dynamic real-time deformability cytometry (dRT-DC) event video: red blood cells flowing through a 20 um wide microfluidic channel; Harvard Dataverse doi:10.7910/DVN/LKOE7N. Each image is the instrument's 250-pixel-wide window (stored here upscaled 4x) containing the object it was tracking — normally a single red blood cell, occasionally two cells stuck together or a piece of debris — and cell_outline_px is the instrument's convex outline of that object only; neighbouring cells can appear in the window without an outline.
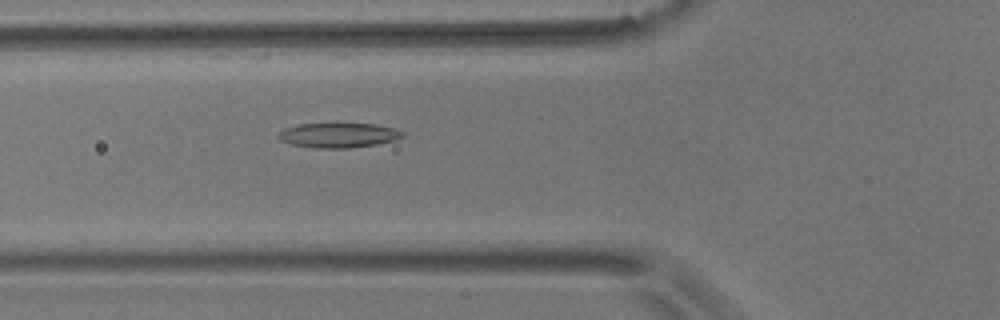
{"species": "common noctule bat (a hibernating species)", "species_latin": "Nyctalus noctula", "temperature_condition": "room temperature", "stored_images_in_passage": 44, "camera_frame_rate_fps": 3000, "um_per_image_px": 0.085, "animal": {"sex": "male", "body_mass_g": 17.9}, "frame": {"image": 1, "passage_image": 12, "time_ms": 3.667, "image_size_px": [1000, 320], "cell_outline_px": [[404, 136], [396, 140], [376, 144], [348, 148], [316, 148], [288, 144], [280, 140], [276, 136], [284, 128], [300, 124], [336, 120], [376, 124], [396, 128], [404, 132]], "centroid_in_image_um": [28.77, 11.44], "position_along_channel_um": 97.0, "area_um2": 19.07}}
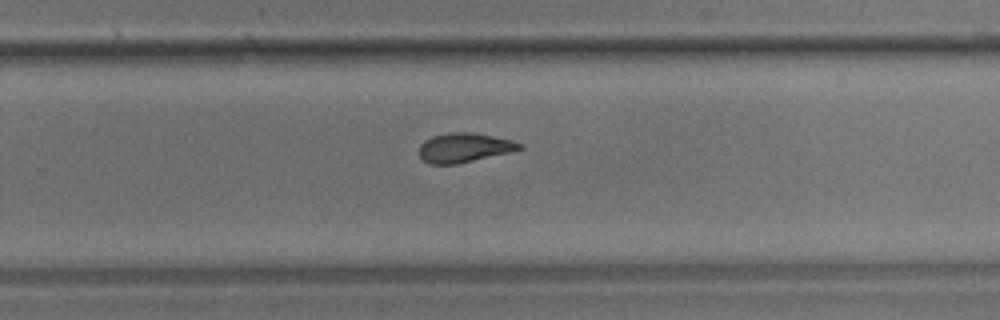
{"frame": {"image": 2, "passage_image": 28, "time_ms": 9.0, "image_size_px": [1000, 320], "cell_outline_px": [[524, 148], [512, 152], [456, 164], [432, 164], [424, 160], [420, 156], [420, 144], [424, 140], [432, 136], [452, 132], [472, 132], [512, 140], [524, 144]], "centroid_in_image_um": [39.5, 12.54], "position_along_channel_um": 290.3, "area_um2": 17.17}}
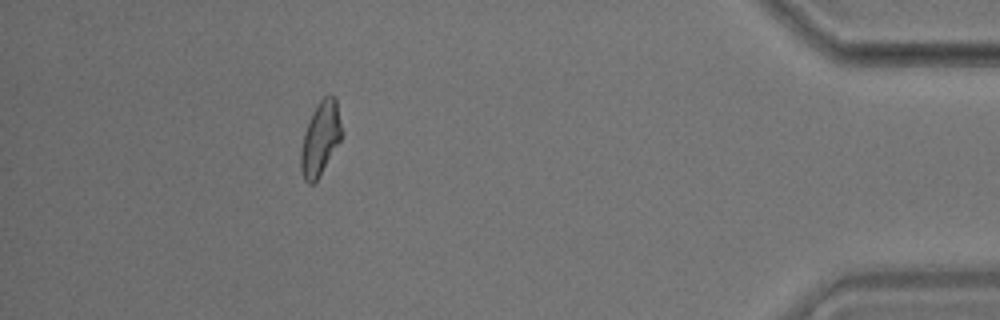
{"frame": {"image": 3, "passage_image": 42, "time_ms": 13.667, "image_size_px": [1000, 320], "cell_outline_px": [[344, 132], [340, 140], [316, 180], [312, 184], [308, 184], [304, 180], [300, 172], [300, 148], [304, 132], [308, 120], [316, 104], [324, 96], [336, 96]], "centroid_in_image_um": [27.22, 11.73], "position_along_channel_um": 408.0, "area_um2": 17.74}, "authors_computed_cell_mechanics": {"area_um2": 17.629, "velocity_mm_per_s": 3.624, "shape_relaxation_time_tau1_ms": 9.1634, "shape_relaxation_time_tau2_ms": 5.0677, "deformation_change_tau1": 0.2126, "deformation_change_tau2": 0.1096}}